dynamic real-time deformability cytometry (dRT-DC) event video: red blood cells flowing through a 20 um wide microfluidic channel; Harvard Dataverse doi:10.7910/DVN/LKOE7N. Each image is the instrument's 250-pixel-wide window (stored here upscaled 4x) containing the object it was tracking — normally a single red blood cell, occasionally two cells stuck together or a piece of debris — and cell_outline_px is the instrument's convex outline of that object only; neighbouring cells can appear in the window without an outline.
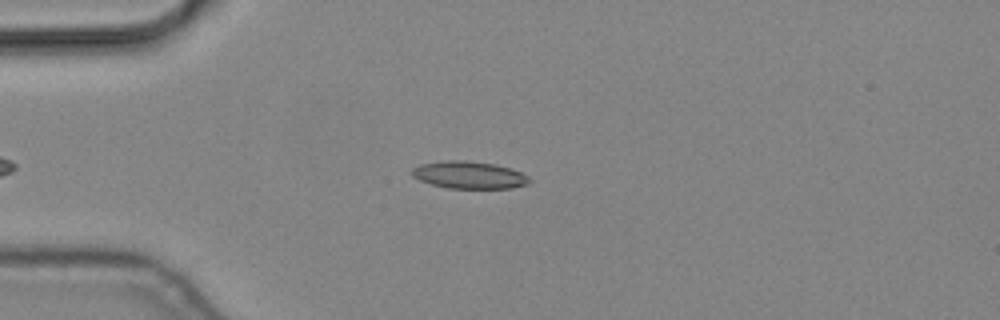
{"species": "common noctule bat (a hibernating species)", "species_latin": "Nyctalus noctula", "temperature_condition": "cold", "stored_images_in_passage": 5, "camera_frame_rate_fps": 3000, "um_per_image_px": 0.085, "animal": {"sex": "male", "body_mass_g": 19.2, "forearm_length_mm": 51.8}, "frame": {"image": 1, "passage_image": 5, "time_ms": 1.333, "image_size_px": [1000, 320], "cell_outline_px": [[532, 180], [528, 184], [512, 188], [448, 188], [432, 184], [420, 180], [412, 176], [412, 168], [420, 164], [444, 160], [464, 160], [496, 164], [512, 168], [528, 176]], "centroid_in_image_um": [39.9, 14.86], "position_along_channel_um": 45.1, "area_um2": 18.79}}